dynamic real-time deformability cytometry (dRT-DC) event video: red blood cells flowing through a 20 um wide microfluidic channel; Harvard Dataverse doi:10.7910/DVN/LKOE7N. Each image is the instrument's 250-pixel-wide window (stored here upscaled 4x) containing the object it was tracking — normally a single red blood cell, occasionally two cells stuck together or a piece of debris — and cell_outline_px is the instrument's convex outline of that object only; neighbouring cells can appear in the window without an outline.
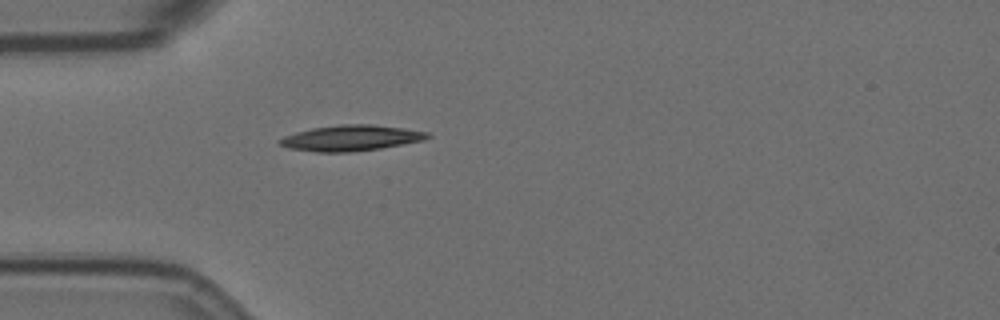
{"species": "Egyptian fruit bat (a non-hibernating species)", "species_latin": "Rousettus aegyptiacus", "temperature_condition": "room temperature", "stored_images_in_passage": 37, "camera_frame_rate_fps": 3000, "um_per_image_px": 0.085, "animal": {"sex": "female"}, "frame": {"image": 1, "passage_image": 1, "time_ms": 0.0, "image_size_px": [1000, 320], "cell_outline_px": [[432, 136], [424, 140], [380, 148], [352, 152], [316, 152], [288, 148], [280, 144], [280, 140], [284, 136], [296, 132], [312, 128], [340, 124], [372, 124], [404, 128], [428, 132]], "centroid_in_image_um": [29.85, 11.73], "position_along_channel_um": 55.1, "area_um2": 22.08}}
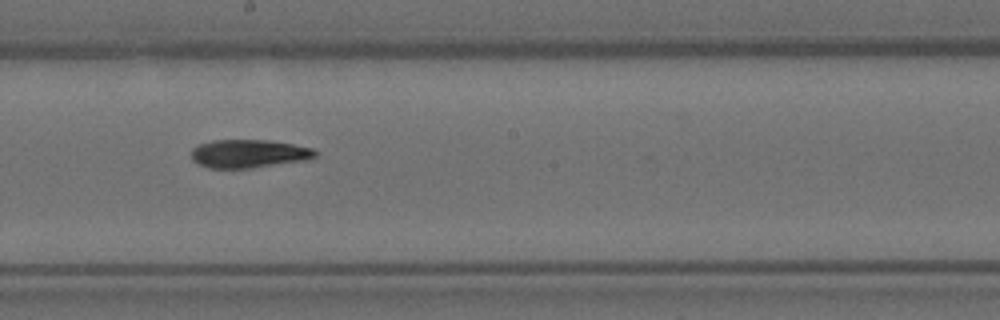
{"frame": {"image": 2, "passage_image": 16, "time_ms": 5.0, "image_size_px": [1000, 320], "cell_outline_px": [[316, 156], [308, 160], [252, 168], [208, 168], [192, 160], [192, 148], [200, 144], [212, 140], [272, 140], [312, 148], [316, 152]], "centroid_in_image_um": [21.15, 13.06], "position_along_channel_um": 227.0, "area_um2": 20.46}}
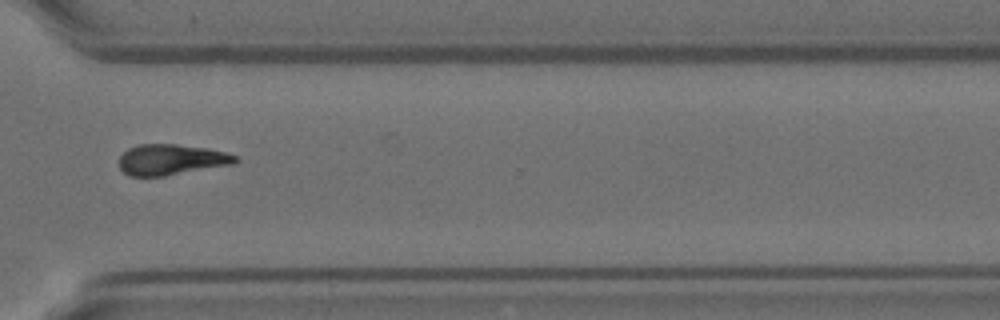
{"frame": {"image": 3, "passage_image": 27, "time_ms": 8.667, "image_size_px": [1000, 320], "cell_outline_px": [[240, 160], [232, 164], [164, 176], [128, 176], [120, 168], [120, 156], [128, 148], [136, 144], [176, 144], [208, 148], [224, 152], [236, 156]], "centroid_in_image_um": [14.53, 13.56], "position_along_channel_um": 356.1, "area_um2": 20.75}, "authors_computed_cell_mechanics": {"area_um2": 20.808, "velocity_mm_per_s": 3.532, "shape_relaxation_time_tau1_ms": 5.1003, "shape_relaxation_time_tau2_ms": null, "deformation_change_tau1": 0.1626, "deformation_change_tau2": null}}